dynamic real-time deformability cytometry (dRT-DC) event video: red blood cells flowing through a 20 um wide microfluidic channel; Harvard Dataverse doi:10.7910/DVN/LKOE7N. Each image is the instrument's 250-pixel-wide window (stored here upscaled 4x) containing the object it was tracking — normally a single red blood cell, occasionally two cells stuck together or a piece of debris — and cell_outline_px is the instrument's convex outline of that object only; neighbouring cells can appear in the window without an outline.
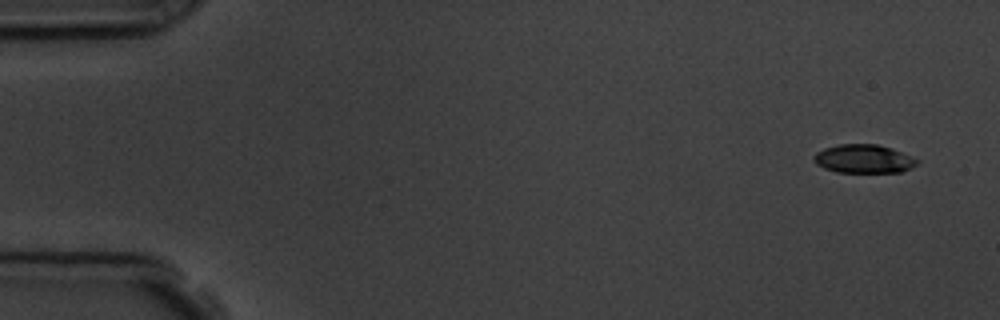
{"species": "common noctule bat (a hibernating species)", "species_latin": "Nyctalus noctula", "temperature_condition": "room temperature", "stored_images_in_passage": 6, "camera_frame_rate_fps": 3000, "um_per_image_px": 0.085, "animal": {"sex": "male", "body_mass_g": 19.5, "forearm_length_mm": 54.6}, "frame": {"image": 1, "passage_image": 1, "time_ms": 0.0, "image_size_px": [1000, 320], "cell_outline_px": [[920, 160], [916, 164], [900, 172], [836, 172], [824, 168], [816, 164], [812, 160], [812, 156], [816, 152], [824, 148], [840, 144], [876, 144], [892, 148]], "centroid_in_image_um": [73.36, 13.49], "position_along_channel_um": 11.6, "area_um2": 17.17}}
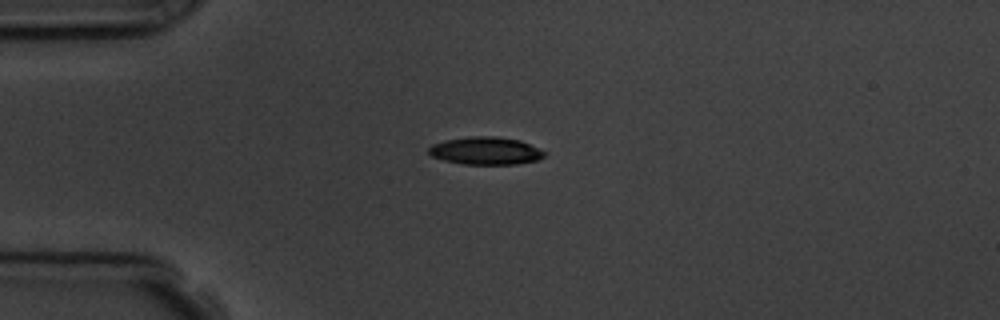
{"frame": {"image": 2, "passage_image": 4, "time_ms": 3.667, "image_size_px": [1000, 320], "cell_outline_px": [[548, 152], [544, 156], [536, 160], [516, 164], [464, 164], [444, 160], [432, 156], [428, 152], [428, 148], [432, 144], [444, 140], [472, 136], [496, 136], [520, 140]], "centroid_in_image_um": [41.28, 12.81], "position_along_channel_um": 43.7, "area_um2": 18.67}}